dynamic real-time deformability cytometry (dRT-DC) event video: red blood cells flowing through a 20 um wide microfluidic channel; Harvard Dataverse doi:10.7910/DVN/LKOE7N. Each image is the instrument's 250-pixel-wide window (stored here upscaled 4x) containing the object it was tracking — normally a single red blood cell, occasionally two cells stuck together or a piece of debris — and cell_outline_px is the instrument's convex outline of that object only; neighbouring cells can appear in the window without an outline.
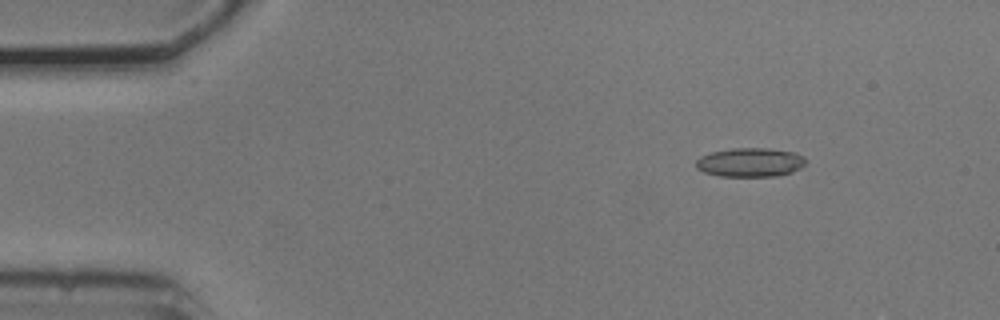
{"species": "common noctule bat (a hibernating species)", "species_latin": "Nyctalus noctula", "temperature_condition": "cold", "stored_images_in_passage": 53, "camera_frame_rate_fps": 3000, "um_per_image_px": 0.085, "animal": {"sex": "male", "body_mass_g": 20.5, "forearm_length_mm": 52.5}, "frame": {"image": 1, "passage_image": 6, "time_ms": 1.667, "image_size_px": [1000, 320], "cell_outline_px": [[808, 160], [800, 168], [792, 172], [776, 176], [720, 176], [704, 172], [696, 168], [696, 160], [700, 156], [712, 152], [732, 148], [768, 148], [796, 152], [804, 156]], "centroid_in_image_um": [63.79, 13.79], "position_along_channel_um": 21.2, "area_um2": 18.67}}
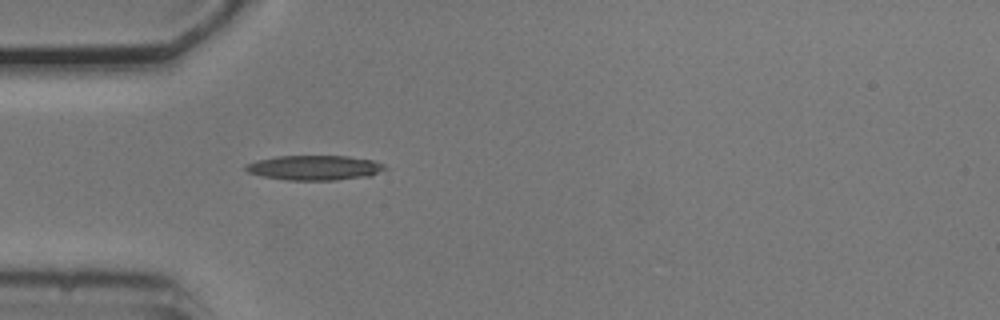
{"frame": {"image": 2, "passage_image": 15, "time_ms": 4.667, "image_size_px": [1000, 320], "cell_outline_px": [[388, 168], [372, 176], [336, 180], [284, 180], [260, 176], [248, 172], [244, 168], [244, 164], [256, 160], [276, 156], [348, 156], [372, 160], [384, 164]], "centroid_in_image_um": [26.72, 14.26], "position_along_channel_um": 58.3, "area_um2": 20.4}}
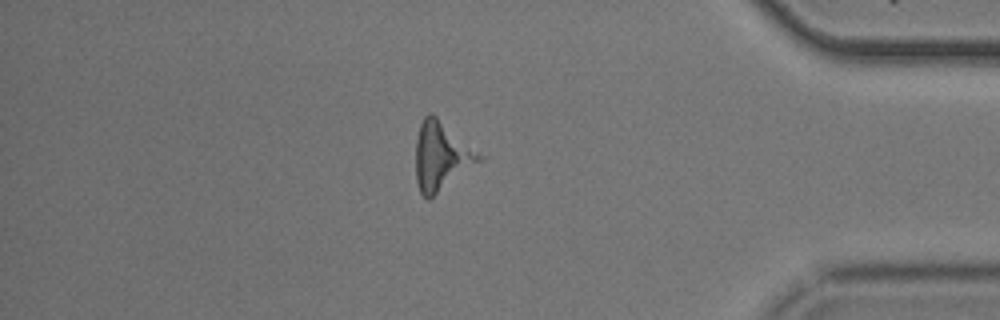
{"frame": {"image": 3, "passage_image": 45, "time_ms": 14.667, "image_size_px": [1000, 320], "cell_outline_px": [[480, 160], [428, 200], [420, 192], [416, 180], [416, 140], [420, 124], [424, 116], [428, 112], [432, 112], [476, 152], [480, 156]], "centroid_in_image_um": [37.42, 13.26], "position_along_channel_um": 397.8, "area_um2": 24.1}}